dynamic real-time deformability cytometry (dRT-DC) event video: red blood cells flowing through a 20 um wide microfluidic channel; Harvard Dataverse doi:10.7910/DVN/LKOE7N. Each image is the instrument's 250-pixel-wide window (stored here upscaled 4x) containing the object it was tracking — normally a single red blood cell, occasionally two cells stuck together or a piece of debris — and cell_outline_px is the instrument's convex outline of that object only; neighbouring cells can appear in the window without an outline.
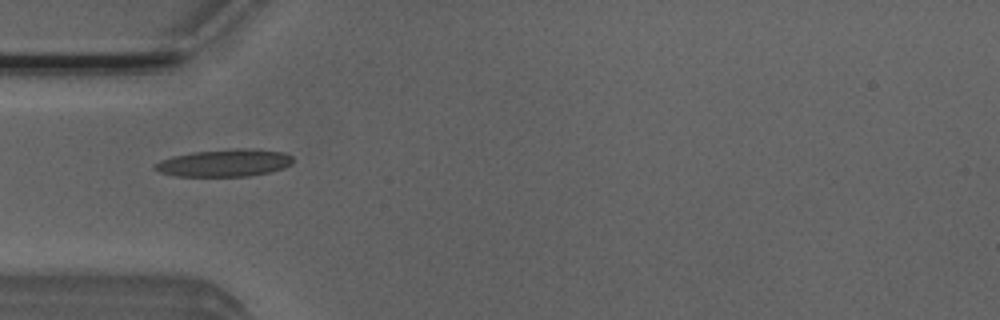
{"species": "Egyptian fruit bat (a non-hibernating species)", "species_latin": "Rousettus aegyptiacus", "temperature_condition": "room temperature", "stored_images_in_passage": 3, "camera_frame_rate_fps": 3000, "um_per_image_px": 0.085, "animal": {"sex": "male"}, "frame": {"image": 1, "passage_image": 1, "time_ms": 0.0, "image_size_px": [1000, 320], "cell_outline_px": [[292, 164], [284, 168], [268, 172], [248, 176], [176, 176], [160, 172], [152, 168], [152, 164], [160, 160], [172, 156], [192, 152], [236, 148], [256, 148], [284, 152], [292, 156]], "centroid_in_image_um": [19.07, 13.83], "position_along_channel_um": 65.9, "area_um2": 22.25}}